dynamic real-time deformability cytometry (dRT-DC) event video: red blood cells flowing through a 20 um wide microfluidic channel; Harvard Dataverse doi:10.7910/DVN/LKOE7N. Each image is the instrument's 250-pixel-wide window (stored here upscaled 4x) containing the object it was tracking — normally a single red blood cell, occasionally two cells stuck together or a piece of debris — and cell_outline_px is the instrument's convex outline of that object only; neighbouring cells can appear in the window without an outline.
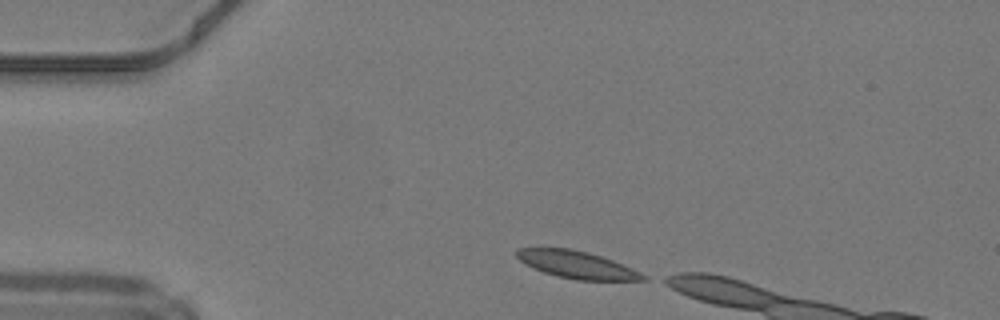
{"species": "common noctule bat (a hibernating species)", "species_latin": "Nyctalus noctula", "temperature_condition": "warm", "stored_images_in_passage": 8, "camera_frame_rate_fps": 3000, "um_per_image_px": 0.085, "animal": {"sex": "male", "body_mass_g": 19.2, "forearm_length_mm": 51.8}, "frame": {"image": 1, "passage_image": 1, "time_ms": 0.0, "image_size_px": [1000, 320], "cell_outline_px": [[648, 280], [576, 280], [556, 276], [532, 268], [524, 264], [516, 256], [516, 248], [572, 248], [588, 252], [612, 260], [640, 272], [648, 276]], "centroid_in_image_um": [49.0, 22.5], "position_along_channel_um": 36.0, "area_um2": 20.11}}
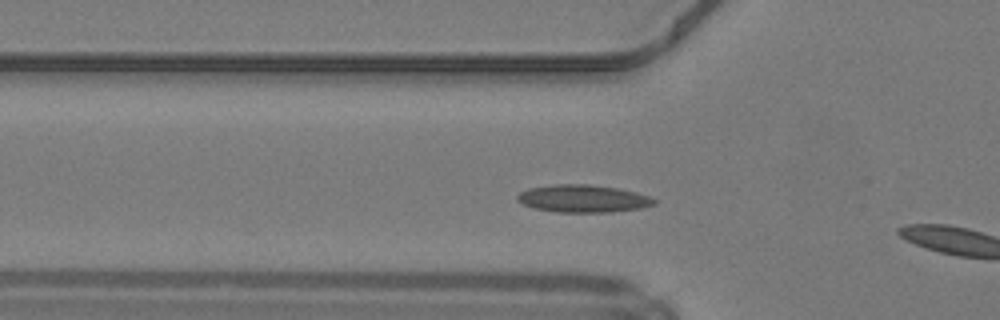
{"frame": {"image": 2, "passage_image": 7, "time_ms": 2.0, "image_size_px": [1000, 320], "cell_outline_px": [[656, 204], [640, 208], [612, 212], [556, 212], [536, 208], [524, 204], [516, 200], [516, 196], [520, 192], [528, 188], [556, 184], [592, 184], [616, 188], [636, 192], [648, 196], [656, 200]], "centroid_in_image_um": [49.55, 16.87], "position_along_channel_um": 76.2, "area_um2": 21.91}}